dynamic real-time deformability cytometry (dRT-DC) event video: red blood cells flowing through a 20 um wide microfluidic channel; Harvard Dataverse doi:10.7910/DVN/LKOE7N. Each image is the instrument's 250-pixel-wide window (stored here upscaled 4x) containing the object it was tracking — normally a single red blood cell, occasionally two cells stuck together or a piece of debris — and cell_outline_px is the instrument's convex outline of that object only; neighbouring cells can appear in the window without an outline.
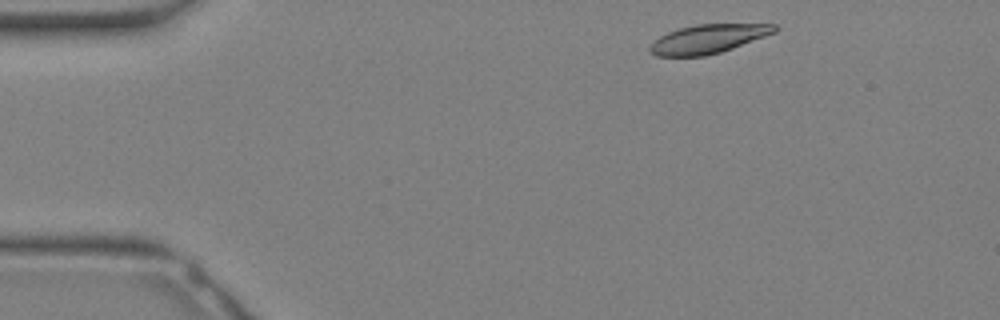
{"species": "Egyptian fruit bat (a non-hibernating species)", "species_latin": "Rousettus aegyptiacus", "temperature_condition": "warm", "stored_images_in_passage": 19, "camera_frame_rate_fps": 3000, "um_per_image_px": 0.085, "animal": {"sex": "female"}, "frame": {"image": 1, "passage_image": 2, "time_ms": 0.333, "image_size_px": [1000, 320], "cell_outline_px": [[780, 28], [776, 32], [732, 48], [720, 52], [704, 56], [656, 56], [648, 52], [648, 48], [652, 40], [668, 32], [680, 28], [696, 24], [776, 24]], "centroid_in_image_um": [60.16, 3.31], "position_along_channel_um": 24.8, "area_um2": 21.04}}
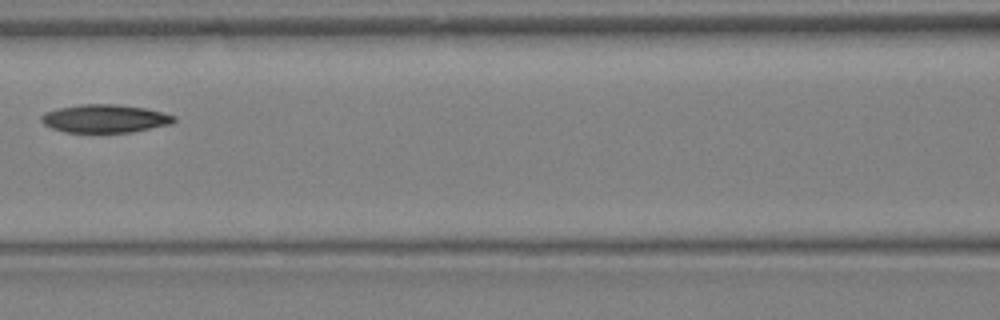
{"frame": {"image": 2, "passage_image": 12, "time_ms": 3.667, "image_size_px": [1000, 320], "cell_outline_px": [[176, 120], [172, 124], [132, 132], [64, 132], [52, 128], [44, 124], [40, 120], [40, 116], [44, 112], [56, 108], [80, 104], [116, 104], [144, 108], [176, 116]], "centroid_in_image_um": [8.89, 10.07], "position_along_channel_um": 157.7, "area_um2": 21.85}}
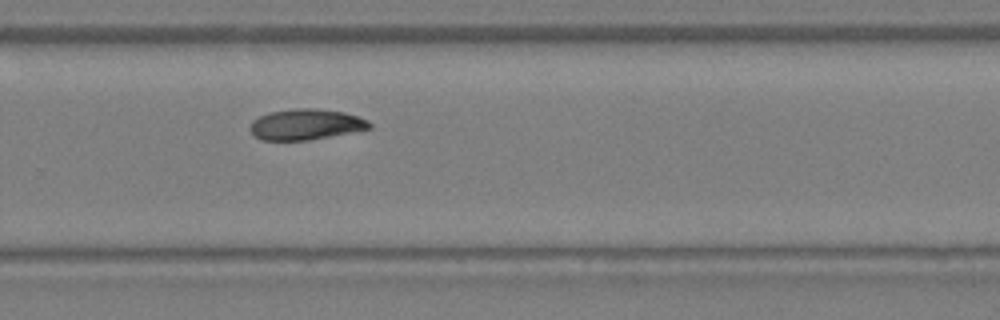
{"frame": {"image": 3, "passage_image": 19, "time_ms": 6.0, "image_size_px": [1000, 320], "cell_outline_px": [[372, 128], [352, 132], [308, 140], [260, 140], [252, 136], [248, 128], [252, 120], [268, 112], [296, 108], [312, 108], [344, 112], [368, 120], [372, 124]], "centroid_in_image_um": [25.94, 10.58], "position_along_channel_um": 303.9, "area_um2": 21.56}}